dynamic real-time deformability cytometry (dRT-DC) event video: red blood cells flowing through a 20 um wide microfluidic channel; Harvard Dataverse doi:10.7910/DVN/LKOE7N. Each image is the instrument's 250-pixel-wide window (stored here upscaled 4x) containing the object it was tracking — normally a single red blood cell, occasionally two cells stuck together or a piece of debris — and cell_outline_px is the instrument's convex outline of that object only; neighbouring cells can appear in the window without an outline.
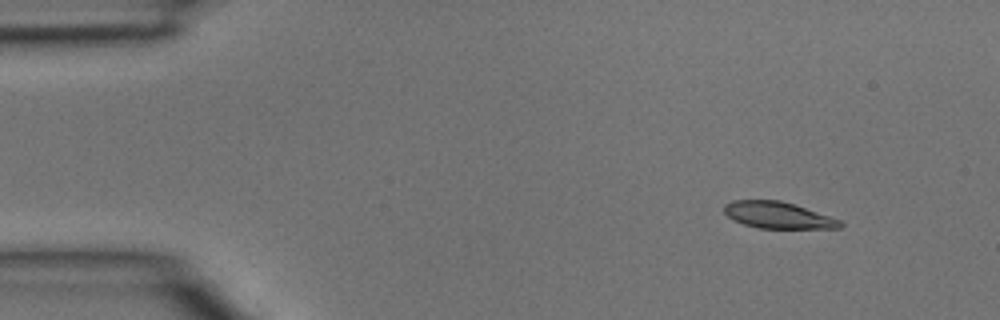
{"species": "common noctule bat (a hibernating species)", "species_latin": "Nyctalus noctula", "temperature_condition": "room temperature", "stored_images_in_passage": 4, "camera_frame_rate_fps": 3000, "um_per_image_px": 0.085, "animal": {"sex": "male", "body_mass_g": 15.6}, "frame": {"image": 1, "passage_image": 2, "time_ms": 0.333, "image_size_px": [1000, 320], "cell_outline_px": [[844, 224], [840, 228], [760, 228], [744, 224], [732, 220], [724, 212], [724, 204], [732, 200], [780, 200], [840, 220]], "centroid_in_image_um": [66.07, 18.29], "position_along_channel_um": 18.9, "area_um2": 17.69}}